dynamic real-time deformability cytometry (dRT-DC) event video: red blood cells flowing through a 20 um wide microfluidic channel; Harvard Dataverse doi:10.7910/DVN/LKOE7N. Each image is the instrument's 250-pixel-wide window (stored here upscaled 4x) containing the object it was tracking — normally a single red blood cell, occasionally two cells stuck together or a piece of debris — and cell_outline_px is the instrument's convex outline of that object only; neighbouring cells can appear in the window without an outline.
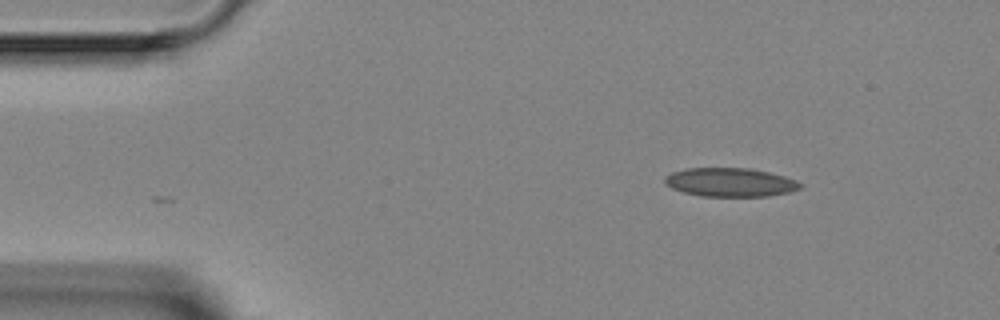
{"species": "Egyptian fruit bat (a non-hibernating species)", "species_latin": "Rousettus aegyptiacus", "temperature_condition": "room temperature", "stored_images_in_passage": 3, "camera_frame_rate_fps": 3000, "um_per_image_px": 0.085, "animal": {"sex": "female"}, "frame": {"image": 1, "passage_image": 3, "time_ms": 2.333, "image_size_px": [1000, 320], "cell_outline_px": [[804, 184], [800, 188], [788, 192], [768, 196], [700, 196], [684, 192], [672, 188], [664, 180], [664, 176], [672, 172], [688, 168], [748, 168], [768, 172], [784, 176], [796, 180]], "centroid_in_image_um": [62.08, 15.49], "position_along_channel_um": 22.9, "area_um2": 22.54}}